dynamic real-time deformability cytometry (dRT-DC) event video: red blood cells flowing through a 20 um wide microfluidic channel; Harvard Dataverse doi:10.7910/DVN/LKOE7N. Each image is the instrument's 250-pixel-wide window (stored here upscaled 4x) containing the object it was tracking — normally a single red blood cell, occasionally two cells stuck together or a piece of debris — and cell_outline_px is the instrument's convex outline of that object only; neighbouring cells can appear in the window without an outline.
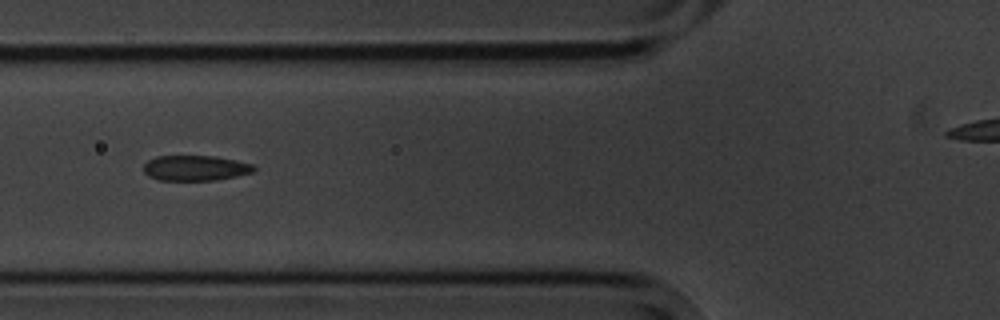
{"species": "common noctule bat (a hibernating species)", "species_latin": "Nyctalus noctula", "temperature_condition": "cold", "stored_images_in_passage": 6, "segment_of_instrument_passage": [1, 2], "camera_frame_rate_fps": 3000, "um_per_image_px": 0.085, "animal": {"sex": "male", "body_mass_g": 20.1, "forearm_length_mm": 53.5}, "frame": {"image": 1, "passage_image": 3, "time_ms": 2.333, "image_size_px": [1000, 320], "cell_outline_px": [[256, 168], [252, 172], [236, 176], [216, 180], [160, 180], [148, 176], [144, 172], [144, 164], [148, 160], [156, 156], [216, 156], [236, 160], [252, 164]], "centroid_in_image_um": [16.59, 14.28], "position_along_channel_um": 109.2, "area_um2": 16.24}}
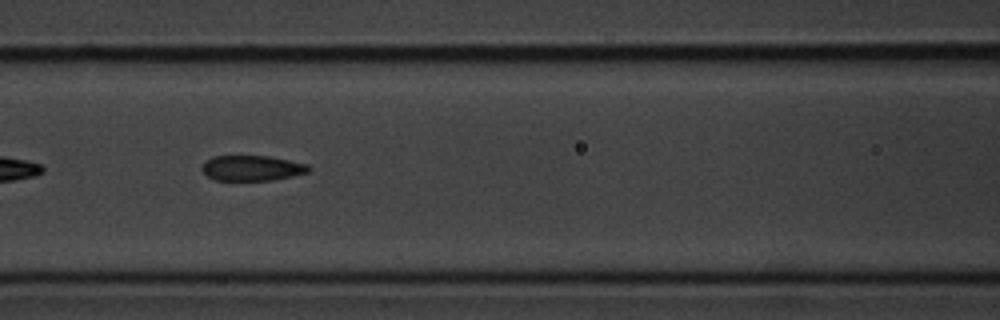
{"frame": {"image": 2, "passage_image": 4, "time_ms": 3.333, "image_size_px": [1000, 320], "cell_outline_px": [[312, 168], [308, 172], [292, 176], [272, 180], [216, 180], [208, 176], [200, 168], [204, 160], [212, 156], [268, 156], [308, 164]], "centroid_in_image_um": [21.4, 14.28], "position_along_channel_um": 145.2, "area_um2": 15.78}}
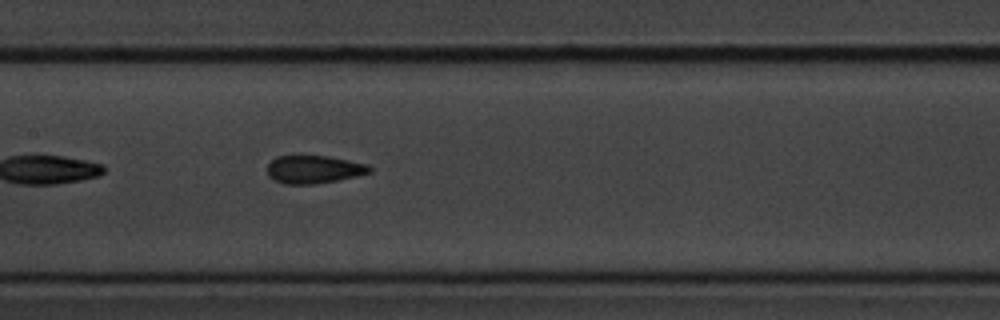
{"frame": {"image": 3, "passage_image": 5, "time_ms": 4.333, "image_size_px": [1000, 320], "cell_outline_px": [[372, 172], [356, 176], [336, 180], [312, 184], [284, 184], [268, 176], [268, 164], [276, 156], [292, 152], [296, 152], [328, 156], [368, 164], [372, 168]], "centroid_in_image_um": [26.63, 14.33], "position_along_channel_um": 180.8, "area_um2": 17.34}}